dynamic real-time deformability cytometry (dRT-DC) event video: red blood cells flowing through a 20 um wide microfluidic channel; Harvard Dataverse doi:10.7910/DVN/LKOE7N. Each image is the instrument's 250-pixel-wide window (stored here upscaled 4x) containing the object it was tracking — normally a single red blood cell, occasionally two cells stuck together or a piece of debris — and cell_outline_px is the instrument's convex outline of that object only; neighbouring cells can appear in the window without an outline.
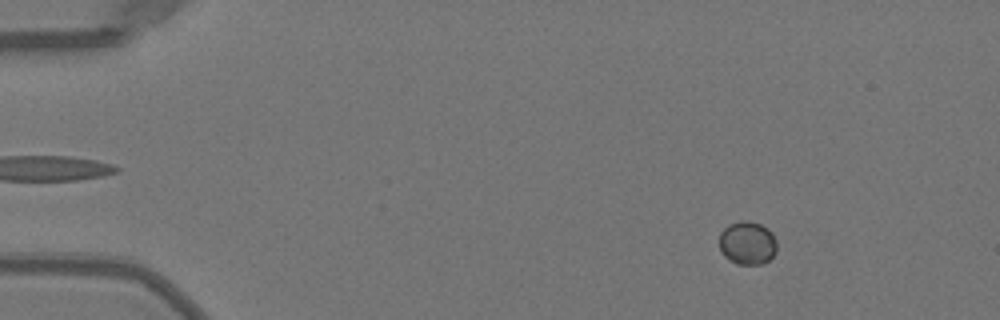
{"species": "Egyptian fruit bat (a non-hibernating species)", "species_latin": "Rousettus aegyptiacus", "temperature_condition": "warm", "stored_images_in_passage": 8, "camera_frame_rate_fps": 3000, "um_per_image_px": 0.085, "animal": {"sex": "female"}, "frame": {"image": 1, "passage_image": 8, "time_ms": 2.333, "image_size_px": [1000, 320], "cell_outline_px": [[776, 252], [764, 264], [736, 264], [724, 256], [720, 252], [720, 232], [728, 224], [740, 220], [748, 220], [760, 224], [768, 228], [772, 232], [776, 240]], "centroid_in_image_um": [63.53, 20.64], "position_along_channel_um": 21.5, "area_um2": 14.74}}